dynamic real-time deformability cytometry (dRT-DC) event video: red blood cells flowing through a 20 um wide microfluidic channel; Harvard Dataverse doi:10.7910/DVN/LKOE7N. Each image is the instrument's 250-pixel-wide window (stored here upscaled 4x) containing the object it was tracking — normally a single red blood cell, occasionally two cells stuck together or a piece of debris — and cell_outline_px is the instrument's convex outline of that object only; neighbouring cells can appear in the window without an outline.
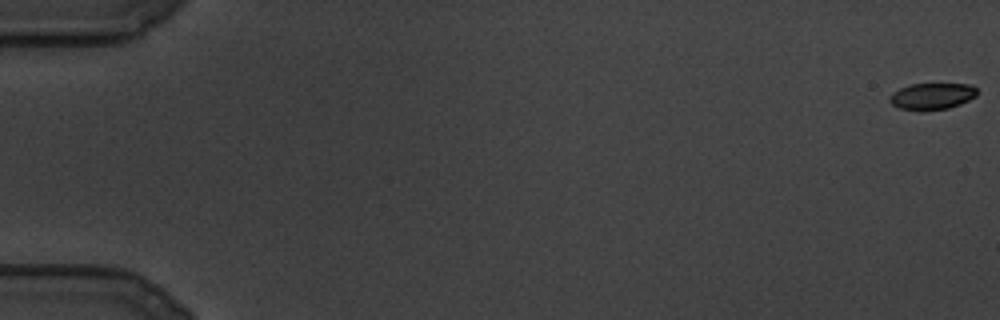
{"species": "common noctule bat (a hibernating species)", "species_latin": "Nyctalus noctula", "temperature_condition": "cold", "stored_images_in_passage": 29, "camera_frame_rate_fps": 3000, "um_per_image_px": 0.085, "animal": {"sex": "male", "body_mass_g": 19.5, "forearm_length_mm": 54.6}, "frame": {"image": 1, "passage_image": 1, "time_ms": 0.0, "image_size_px": [1000, 320], "cell_outline_px": [[976, 96], [960, 104], [948, 108], [900, 108], [892, 104], [888, 100], [892, 92], [908, 84], [972, 84], [976, 88]], "centroid_in_image_um": [79.23, 8.13], "position_along_channel_um": 5.8, "area_um2": 13.01}}